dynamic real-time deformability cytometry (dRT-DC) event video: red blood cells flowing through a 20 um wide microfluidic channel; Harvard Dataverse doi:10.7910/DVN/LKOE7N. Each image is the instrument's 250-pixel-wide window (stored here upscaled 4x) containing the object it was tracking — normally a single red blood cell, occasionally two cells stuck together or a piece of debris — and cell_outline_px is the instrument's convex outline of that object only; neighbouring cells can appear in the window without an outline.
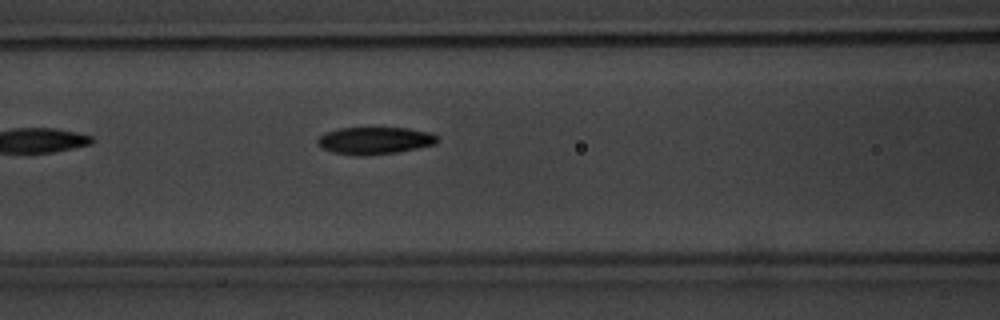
{"species": "common noctule bat (a hibernating species)", "species_latin": "Nyctalus noctula", "temperature_condition": "warm", "stored_images_in_passage": 7, "camera_frame_rate_fps": 3000, "um_per_image_px": 0.085, "animal": {"sex": "male", "body_mass_g": 20.1, "forearm_length_mm": 53.5}, "frame": {"image": 1, "passage_image": 7, "time_ms": 7.667, "image_size_px": [1000, 320], "cell_outline_px": [[440, 140], [436, 144], [396, 152], [364, 156], [356, 156], [332, 152], [316, 144], [316, 140], [324, 132], [336, 128], [408, 128], [432, 132], [440, 136]], "centroid_in_image_um": [31.87, 11.94], "position_along_channel_um": 134.7, "area_um2": 19.31}}